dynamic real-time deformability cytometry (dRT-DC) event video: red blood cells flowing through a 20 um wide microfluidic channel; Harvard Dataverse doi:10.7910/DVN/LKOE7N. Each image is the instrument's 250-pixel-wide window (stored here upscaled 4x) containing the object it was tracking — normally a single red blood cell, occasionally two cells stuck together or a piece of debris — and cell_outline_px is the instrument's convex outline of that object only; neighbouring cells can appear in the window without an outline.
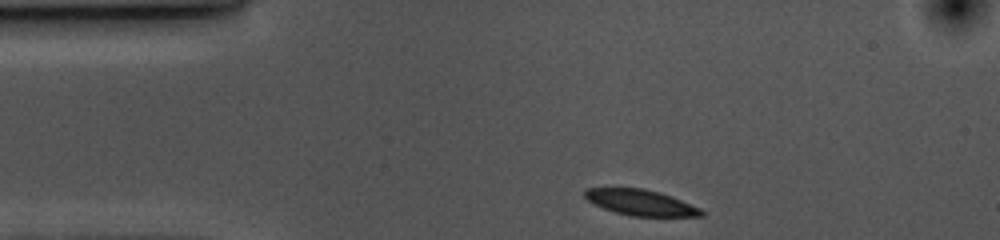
{"species": "common noctule bat (a hibernating species)", "species_latin": "Nyctalus noctula", "temperature_condition": "cold", "stored_images_in_passage": 35, "camera_frame_rate_fps": 3000, "um_per_image_px": 0.085, "animal": {"sex": "female", "body_mass_g": 10.0, "forearm_length_mm": 53.1}, "frame": {"image": 1, "passage_image": 1, "time_ms": 0.0, "image_size_px": [1000, 240], "cell_outline_px": [[704, 216], [632, 216], [616, 212], [604, 208], [588, 200], [584, 196], [584, 192], [588, 188], [644, 188], [660, 192], [672, 196], [700, 208], [704, 212]], "centroid_in_image_um": [54.49, 17.21], "position_along_channel_um": 30.5, "area_um2": 17.34}}
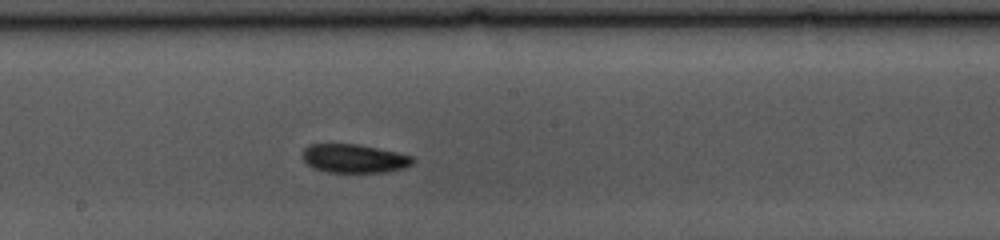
{"frame": {"image": 2, "passage_image": 20, "time_ms": 6.333, "image_size_px": [1000, 240], "cell_outline_px": [[416, 160], [412, 164], [404, 168], [384, 172], [328, 172], [316, 168], [308, 164], [304, 160], [304, 148], [308, 144], [360, 144], [396, 152], [412, 156]], "centroid_in_image_um": [30.14, 13.46], "position_along_channel_um": 218.1, "area_um2": 18.26}}
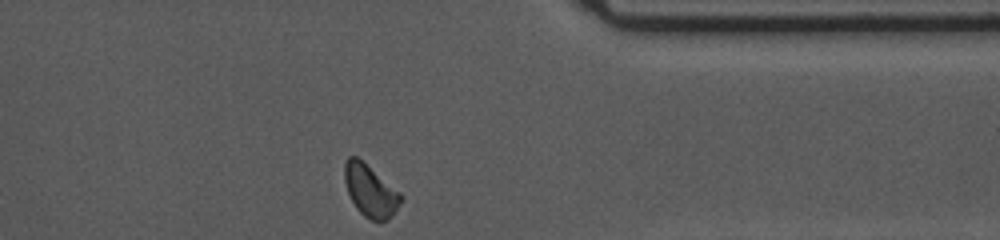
{"frame": {"image": 3, "passage_image": 35, "time_ms": 11.333, "image_size_px": [1000, 240], "cell_outline_px": [[404, 196], [400, 204], [388, 220], [372, 220], [364, 216], [356, 208], [348, 192], [344, 180], [344, 164], [348, 156], [356, 156], [400, 192]], "centroid_in_image_um": [31.47, 16.21], "position_along_channel_um": 379.9, "area_um2": 16.82}, "authors_computed_cell_mechanics": {"area_um2": 18.2648, "velocity_mm_per_s": 3.5156, "shape_relaxation_time_tau1_ms": 2.265, "shape_relaxation_time_tau2_ms": 9.1876, "deformation_change_tau1": 0.0837, "deformation_change_tau2": 0.0969}}